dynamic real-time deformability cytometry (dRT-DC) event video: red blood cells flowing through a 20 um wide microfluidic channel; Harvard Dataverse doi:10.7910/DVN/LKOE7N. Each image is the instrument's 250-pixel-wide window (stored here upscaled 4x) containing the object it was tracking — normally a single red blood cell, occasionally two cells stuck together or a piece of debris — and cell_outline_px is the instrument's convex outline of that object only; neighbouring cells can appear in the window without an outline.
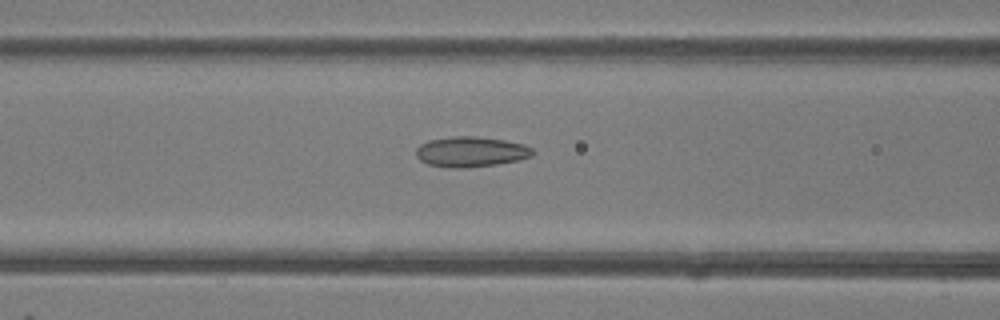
{"species": "common noctule bat (a hibernating species)", "species_latin": "Nyctalus noctula", "temperature_condition": "room temperature", "stored_images_in_passage": 49, "camera_frame_rate_fps": 3000, "um_per_image_px": 0.085, "animal": {"sex": "female"}, "frame": {"image": 1, "passage_image": 20, "time_ms": 6.333, "image_size_px": [1000, 320], "cell_outline_px": [[536, 152], [532, 156], [516, 160], [496, 164], [468, 168], [452, 168], [428, 164], [420, 160], [416, 156], [416, 148], [420, 144], [428, 140], [452, 136], [476, 136], [504, 140], [524, 144], [532, 148]], "centroid_in_image_um": [40.01, 12.89], "position_along_channel_um": 126.6, "area_um2": 20.69}}
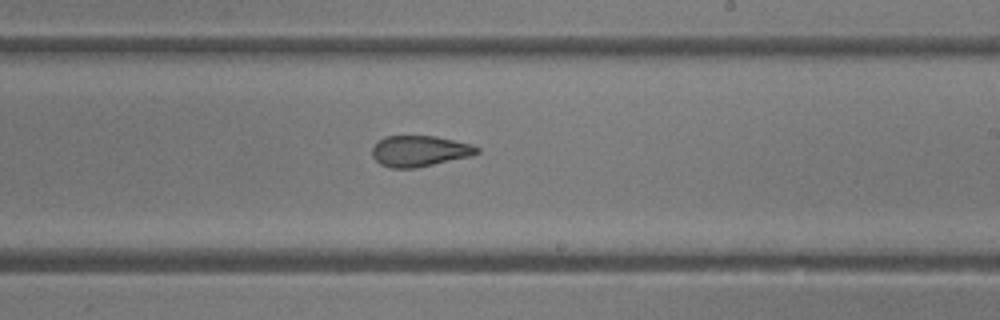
{"frame": {"image": 2, "passage_image": 29, "time_ms": 9.333, "image_size_px": [1000, 320], "cell_outline_px": [[480, 152], [472, 156], [416, 168], [392, 168], [380, 164], [372, 156], [372, 148], [384, 136], [436, 136], [472, 144], [480, 148]], "centroid_in_image_um": [35.7, 12.84], "position_along_channel_um": 253.3, "area_um2": 18.96}}
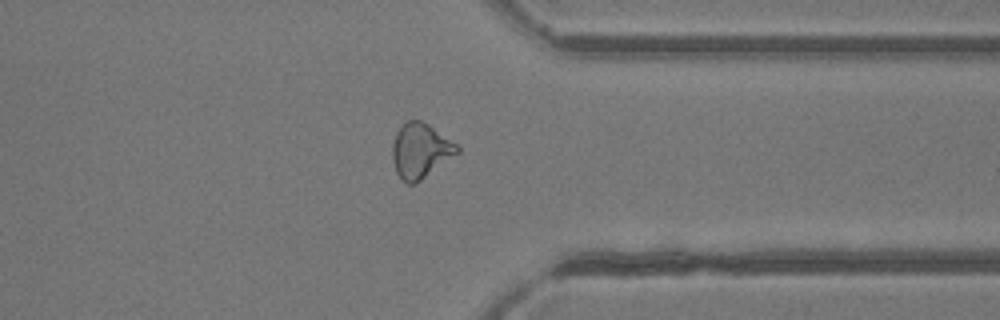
{"frame": {"image": 3, "passage_image": 38, "time_ms": 12.333, "image_size_px": [1000, 320], "cell_outline_px": [[460, 152], [416, 184], [408, 184], [396, 172], [392, 160], [392, 144], [396, 132], [408, 120], [420, 120], [428, 124], [456, 144], [460, 148]], "centroid_in_image_um": [35.73, 12.82], "position_along_channel_um": 375.7, "area_um2": 20.58}, "authors_computed_cell_mechanics": {"area_um2": 21.1548, "velocity_mm_per_s": 4.2279, "shape_relaxation_time_tau1_ms": null, "shape_relaxation_time_tau2_ms": 1.5801, "deformation_change_tau1": null, "deformation_change_tau2": 0.0829}}